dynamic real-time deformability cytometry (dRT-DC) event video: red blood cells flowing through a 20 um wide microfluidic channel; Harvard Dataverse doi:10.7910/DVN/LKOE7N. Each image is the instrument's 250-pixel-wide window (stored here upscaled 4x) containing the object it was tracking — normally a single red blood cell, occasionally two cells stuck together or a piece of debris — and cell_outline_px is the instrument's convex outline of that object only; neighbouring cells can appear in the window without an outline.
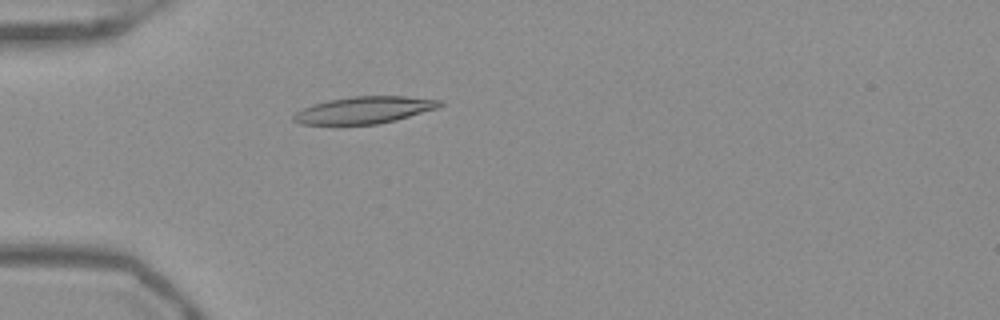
{"species": "Egyptian fruit bat (a non-hibernating species)", "species_latin": "Rousettus aegyptiacus", "temperature_condition": "warm", "stored_images_in_passage": 52, "camera_frame_rate_fps": 3000, "um_per_image_px": 0.085, "frame": {"image": 1, "passage_image": 16, "time_ms": 5.0, "image_size_px": [1000, 320], "cell_outline_px": [[444, 104], [440, 108], [396, 120], [376, 124], [300, 124], [292, 120], [292, 116], [296, 112], [312, 104], [328, 100], [352, 96], [404, 96], [444, 100]], "centroid_in_image_um": [31.02, 9.34], "position_along_channel_um": 54.0, "area_um2": 23.12}}
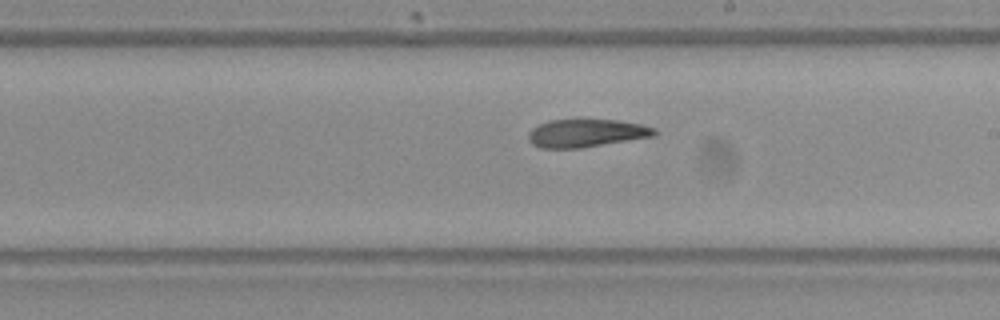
{"frame": {"image": 2, "passage_image": 31, "time_ms": 10.0, "image_size_px": [1000, 320], "cell_outline_px": [[656, 132], [652, 136], [580, 148], [540, 148], [532, 144], [528, 140], [528, 132], [532, 128], [548, 120], [616, 120], [640, 124], [656, 128]], "centroid_in_image_um": [49.77, 11.32], "position_along_channel_um": 239.2, "area_um2": 20.29}}
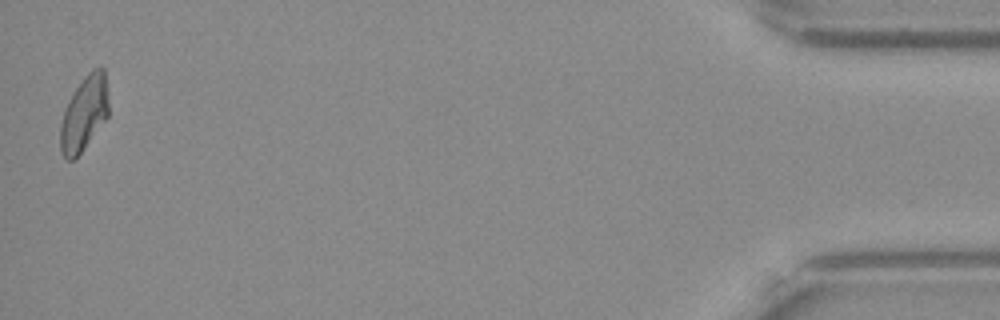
{"frame": {"image": 3, "passage_image": 52, "time_ms": 17.0, "image_size_px": [1000, 320], "cell_outline_px": [[108, 116], [80, 152], [72, 160], [68, 160], [60, 152], [60, 124], [68, 100], [84, 76], [92, 68], [100, 64], [104, 68], [108, 104]], "centroid_in_image_um": [7.14, 9.6], "position_along_channel_um": 428.1, "area_um2": 20.75}, "authors_computed_cell_mechanics": {"area_um2": 21.7328, "velocity_mm_per_s": 3.9208, "shape_relaxation_time_tau1_ms": null, "shape_relaxation_time_tau2_ms": 4.613, "deformation_change_tau1": null, "deformation_change_tau2": 0.133}}